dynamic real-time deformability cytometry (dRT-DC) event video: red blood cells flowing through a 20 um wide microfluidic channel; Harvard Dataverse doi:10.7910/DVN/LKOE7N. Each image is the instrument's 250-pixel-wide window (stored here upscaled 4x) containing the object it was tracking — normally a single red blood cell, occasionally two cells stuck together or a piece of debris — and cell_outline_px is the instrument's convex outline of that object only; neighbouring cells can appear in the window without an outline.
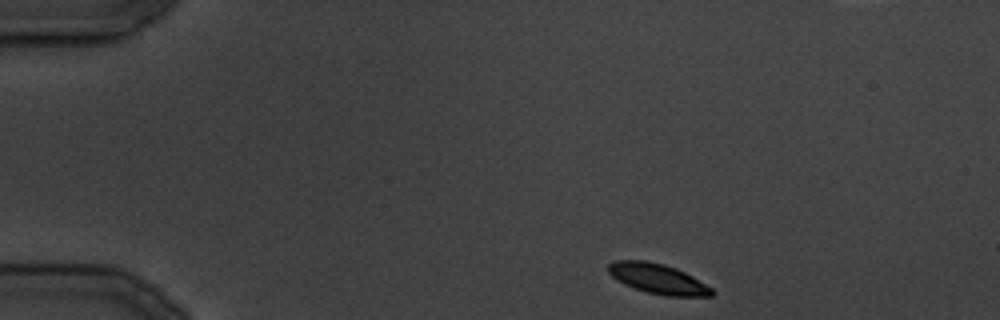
{"species": "common noctule bat (a hibernating species)", "species_latin": "Nyctalus noctula", "temperature_condition": "cold", "stored_images_in_passage": 17, "camera_frame_rate_fps": 3000, "um_per_image_px": 0.085, "animal": {"sex": "male", "body_mass_g": 19.5, "forearm_length_mm": 54.6}, "frame": {"image": 1, "passage_image": 1, "time_ms": 0.0, "image_size_px": [1000, 320], "cell_outline_px": [[712, 296], [664, 296], [648, 292], [624, 284], [616, 280], [608, 272], [608, 264], [616, 260], [648, 260], [664, 264], [676, 268], [692, 276], [712, 288]], "centroid_in_image_um": [55.89, 23.68], "position_along_channel_um": 29.1, "area_um2": 18.03}}
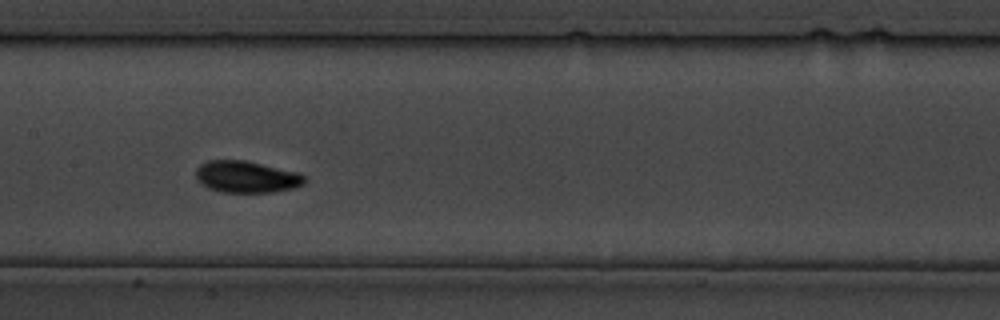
{"frame": {"image": 2, "passage_image": 13, "time_ms": 14.667, "image_size_px": [1000, 320], "cell_outline_px": [[308, 180], [304, 184], [296, 188], [272, 192], [220, 192], [208, 188], [200, 184], [196, 180], [196, 168], [200, 164], [208, 160], [244, 160], [296, 172], [304, 176]], "centroid_in_image_um": [20.93, 15.04], "position_along_channel_um": 186.5, "area_um2": 20.23}}
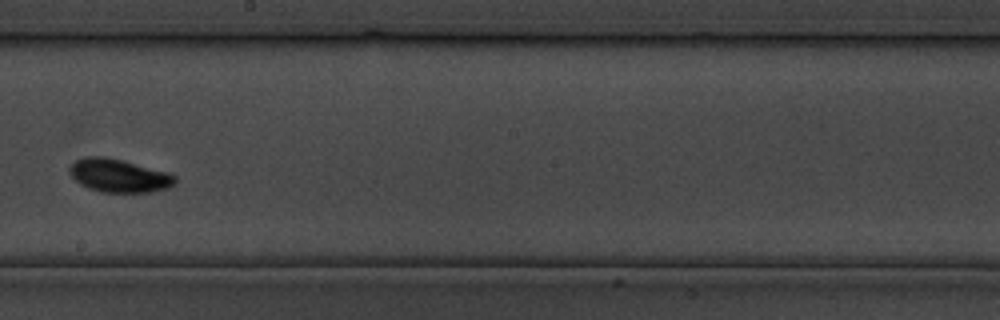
{"frame": {"image": 3, "passage_image": 16, "time_ms": 18.0, "image_size_px": [1000, 320], "cell_outline_px": [[176, 184], [168, 188], [148, 192], [100, 192], [88, 188], [80, 184], [68, 172], [68, 168], [76, 160], [84, 156], [104, 156], [168, 172], [176, 176]], "centroid_in_image_um": [10.1, 14.93], "position_along_channel_um": 238.1, "area_um2": 20.4}}